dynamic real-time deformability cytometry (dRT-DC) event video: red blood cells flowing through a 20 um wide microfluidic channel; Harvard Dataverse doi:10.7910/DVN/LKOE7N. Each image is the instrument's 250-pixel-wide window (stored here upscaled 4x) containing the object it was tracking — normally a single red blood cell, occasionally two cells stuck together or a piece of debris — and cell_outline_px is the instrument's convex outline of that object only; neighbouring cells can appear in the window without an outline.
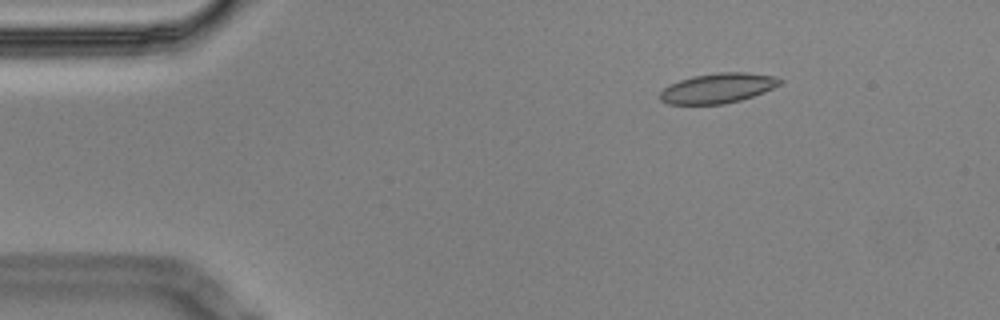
{"species": "Egyptian fruit bat (a non-hibernating species)", "species_latin": "Rousettus aegyptiacus", "temperature_condition": "cold", "stored_images_in_passage": 4, "camera_frame_rate_fps": 3000, "um_per_image_px": 0.085, "animal": {"sex": "male"}, "frame": {"image": 1, "passage_image": 2, "time_ms": 0.333, "image_size_px": [1000, 320], "cell_outline_px": [[784, 80], [780, 84], [764, 92], [740, 100], [724, 104], [668, 104], [660, 100], [660, 92], [664, 88], [680, 80], [692, 76], [720, 72], [748, 72], [772, 76]], "centroid_in_image_um": [61.01, 7.49], "position_along_channel_um": 24.0, "area_um2": 20.75}}
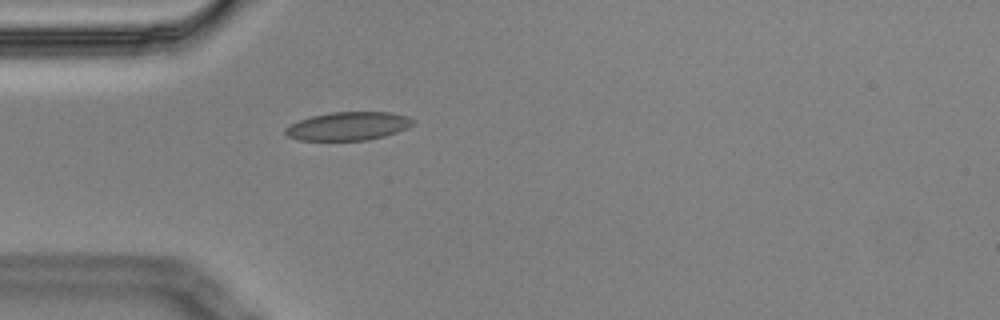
{"frame": {"image": 2, "passage_image": 4, "time_ms": 1.0, "image_size_px": [1000, 320], "cell_outline_px": [[416, 120], [408, 128], [384, 136], [368, 140], [300, 140], [288, 136], [284, 132], [284, 128], [300, 120], [312, 116], [332, 112], [392, 112], [408, 116]], "centroid_in_image_um": [29.63, 10.71], "position_along_channel_um": 55.4, "area_um2": 21.04}}